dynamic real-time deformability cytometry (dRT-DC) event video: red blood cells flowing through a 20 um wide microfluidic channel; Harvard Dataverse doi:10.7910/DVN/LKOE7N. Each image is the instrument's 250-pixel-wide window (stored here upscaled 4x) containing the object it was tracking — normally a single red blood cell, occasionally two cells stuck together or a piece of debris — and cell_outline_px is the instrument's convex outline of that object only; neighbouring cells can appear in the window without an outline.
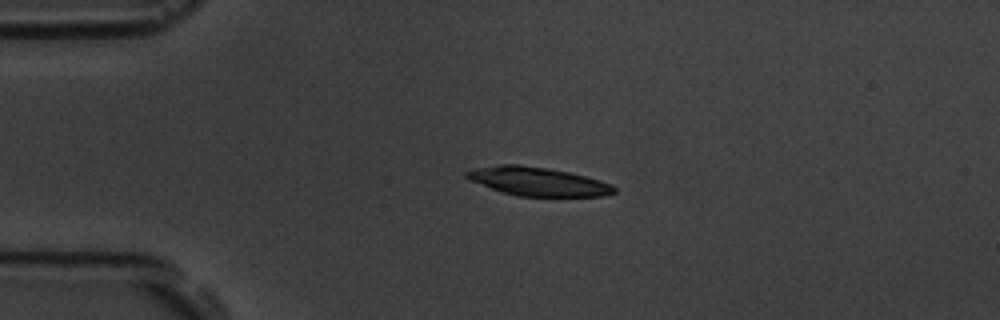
{"species": "common noctule bat (a hibernating species)", "species_latin": "Nyctalus noctula", "temperature_condition": "room temperature", "stored_images_in_passage": 4, "camera_frame_rate_fps": 3000, "um_per_image_px": 0.085, "animal": {"sex": "male", "body_mass_g": 19.5, "forearm_length_mm": 54.6}, "frame": {"image": 1, "passage_image": 3, "time_ms": 2.333, "image_size_px": [1000, 320], "cell_outline_px": [[616, 192], [604, 196], [516, 196], [468, 180], [464, 176], [464, 172], [472, 168], [500, 164], [520, 164], [548, 168], [568, 172], [600, 180], [612, 184], [616, 188]], "centroid_in_image_um": [45.68, 15.41], "position_along_channel_um": 39.3, "area_um2": 24.68}}